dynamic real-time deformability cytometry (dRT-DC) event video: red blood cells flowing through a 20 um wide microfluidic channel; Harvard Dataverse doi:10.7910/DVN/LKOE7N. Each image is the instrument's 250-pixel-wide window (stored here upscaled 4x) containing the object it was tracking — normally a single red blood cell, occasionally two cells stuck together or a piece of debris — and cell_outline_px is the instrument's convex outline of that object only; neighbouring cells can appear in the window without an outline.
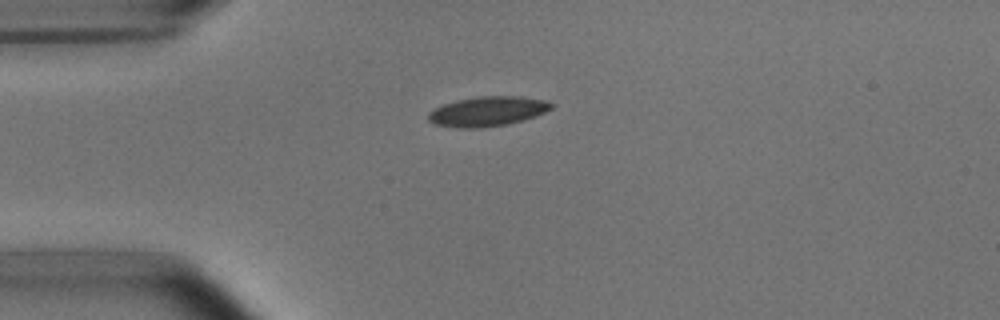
{"species": "common noctule bat (a hibernating species)", "species_latin": "Nyctalus noctula", "temperature_condition": "room temperature", "stored_images_in_passage": 11, "camera_frame_rate_fps": 3000, "um_per_image_px": 0.085, "animal": {"sex": "male", "body_mass_g": 15.6}, "frame": {"image": 1, "passage_image": 1, "time_ms": 0.0, "image_size_px": [1000, 320], "cell_outline_px": [[556, 104], [552, 108], [536, 116], [508, 124], [480, 128], [456, 128], [432, 124], [428, 120], [428, 112], [444, 104], [456, 100], [480, 96], [520, 96], [544, 100]], "centroid_in_image_um": [41.43, 9.47], "position_along_channel_um": 43.6, "area_um2": 21.44}}
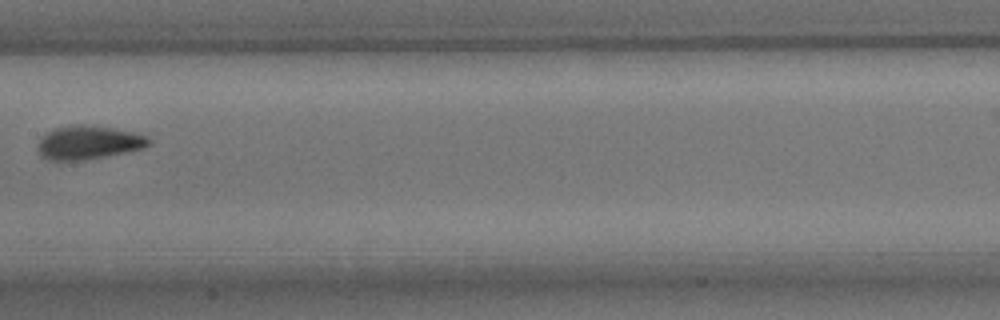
{"frame": {"image": 2, "passage_image": 5, "time_ms": 4.667, "image_size_px": [1000, 320], "cell_outline_px": [[152, 144], [144, 148], [84, 160], [48, 160], [40, 156], [40, 136], [56, 128], [72, 124], [80, 124], [112, 128], [136, 132], [148, 136], [152, 140]], "centroid_in_image_um": [7.57, 12.1], "position_along_channel_um": 199.8, "area_um2": 21.68}}
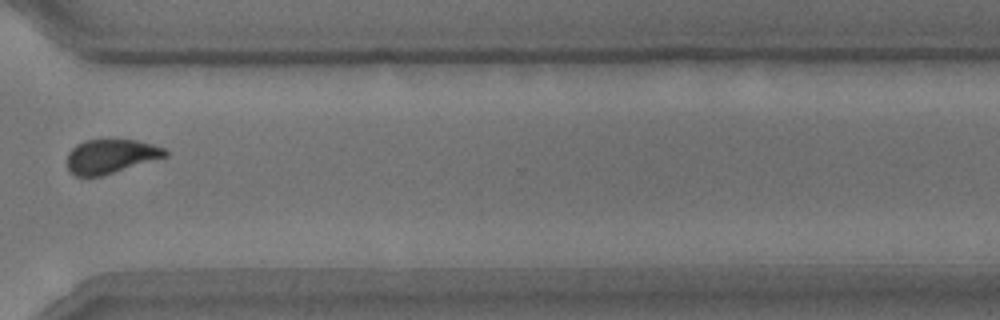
{"frame": {"image": 3, "passage_image": 9, "time_ms": 9.0, "image_size_px": [1000, 320], "cell_outline_px": [[168, 156], [100, 176], [76, 176], [68, 168], [68, 152], [76, 144], [84, 140], [136, 140], [152, 144], [164, 148], [168, 152]], "centroid_in_image_um": [9.42, 13.27], "position_along_channel_um": 361.2, "area_um2": 19.25}, "authors_computed_cell_mechanics": {"area_um2": 20.8658, "velocity_mm_per_s": 3.7306, "shape_relaxation_time_tau1_ms": 2.0822, "shape_relaxation_time_tau2_ms": 1.8295, "deformation_change_tau1": 0.0947, "deformation_change_tau2": 0.0492}}